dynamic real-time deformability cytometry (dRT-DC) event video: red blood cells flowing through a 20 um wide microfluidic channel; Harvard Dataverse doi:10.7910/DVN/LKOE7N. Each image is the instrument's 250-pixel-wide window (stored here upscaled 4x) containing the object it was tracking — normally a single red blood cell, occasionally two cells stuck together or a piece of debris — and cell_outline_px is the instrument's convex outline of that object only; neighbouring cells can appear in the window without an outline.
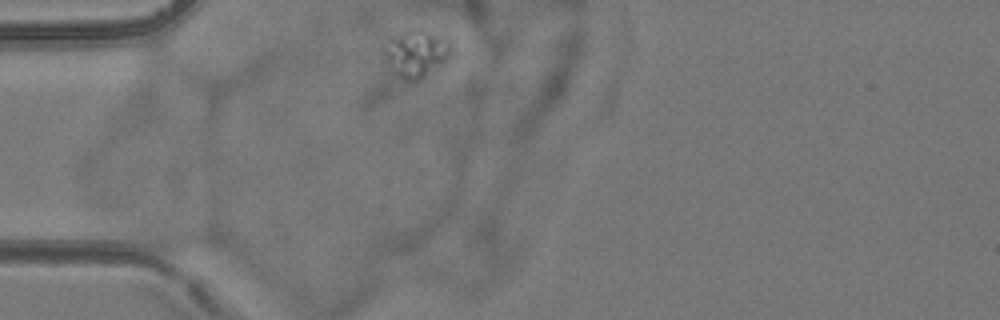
{"species": "common noctule bat (a hibernating species)", "species_latin": "Nyctalus noctula", "temperature_condition": "room temperature", "stored_images_in_passage": 1, "camera_frame_rate_fps": 3000, "um_per_image_px": 0.085, "animal": {"sex": "female", "body_mass_g": 24.6, "forearm_length_mm": 56.2}, "frame": {"image": 1, "passage_image": 1, "time_ms": 0.0, "image_size_px": [1000, 320], "cell_outline_px": [[444, 60], [420, 80], [404, 80], [392, 72], [388, 64], [384, 52], [392, 40], [396, 36], [408, 28], [420, 28], [428, 32], [436, 40], [444, 56]], "centroid_in_image_um": [35.15, 4.61], "position_along_channel_um": 49.9, "area_um2": 16.07}}